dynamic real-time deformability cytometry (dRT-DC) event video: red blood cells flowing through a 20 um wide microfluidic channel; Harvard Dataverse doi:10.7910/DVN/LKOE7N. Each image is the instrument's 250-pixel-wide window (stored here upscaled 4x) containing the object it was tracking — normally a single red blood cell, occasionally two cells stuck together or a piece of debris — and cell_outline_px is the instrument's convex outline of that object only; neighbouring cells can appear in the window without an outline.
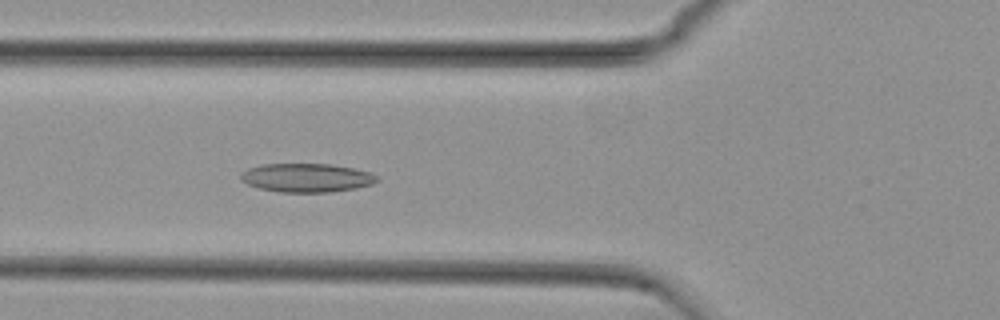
{"species": "common noctule bat (a hibernating species)", "species_latin": "Nyctalus noctula", "temperature_condition": "cold", "stored_images_in_passage": 54, "camera_frame_rate_fps": 3000, "um_per_image_px": 0.085, "animal": {"sex": "female", "body_mass_g": 29.2, "forearm_length_mm": 56.3}, "frame": {"image": 1, "passage_image": 19, "time_ms": 6.0, "image_size_px": [1000, 320], "cell_outline_px": [[380, 180], [372, 184], [356, 188], [332, 192], [280, 192], [260, 188], [248, 184], [240, 180], [240, 172], [248, 168], [264, 164], [332, 164], [352, 168], [368, 172], [376, 176]], "centroid_in_image_um": [26.04, 15.11], "position_along_channel_um": 99.8, "area_um2": 22.77}}
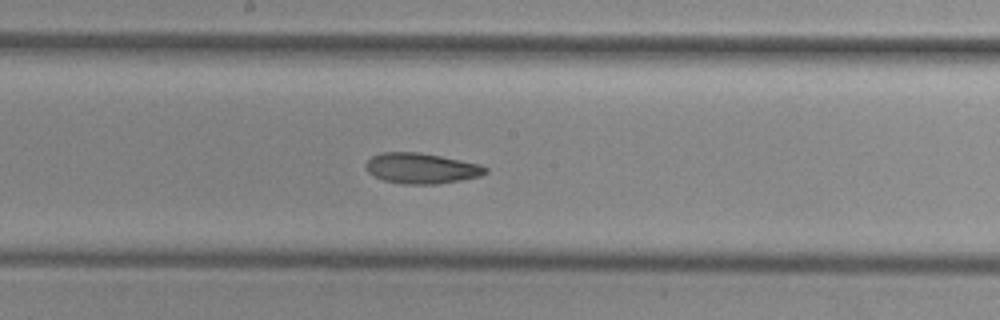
{"frame": {"image": 2, "passage_image": 28, "time_ms": 9.0, "image_size_px": [1000, 320], "cell_outline_px": [[488, 172], [480, 176], [460, 180], [436, 184], [404, 184], [384, 180], [372, 176], [364, 168], [364, 164], [372, 156], [380, 152], [420, 152], [480, 164], [488, 168]], "centroid_in_image_um": [35.78, 14.3], "position_along_channel_um": 212.4, "area_um2": 21.39}}
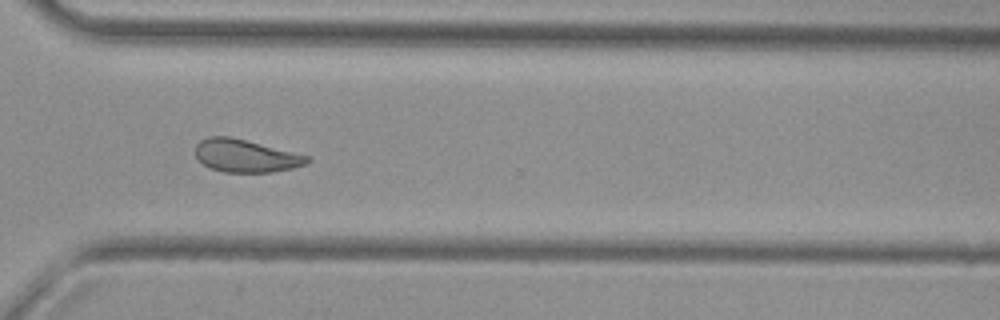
{"frame": {"image": 3, "passage_image": 39, "time_ms": 12.667, "image_size_px": [1000, 320], "cell_outline_px": [[312, 160], [308, 164], [292, 168], [272, 172], [224, 172], [212, 168], [204, 164], [196, 156], [196, 144], [200, 140], [208, 136], [228, 136], [308, 156]], "centroid_in_image_um": [20.88, 13.25], "position_along_channel_um": 349.7, "area_um2": 20.98}, "authors_computed_cell_mechanics": {"area_um2": 22.6576, "velocity_mm_per_s": 3.7463, "shape_relaxation_time_tau1_ms": null, "shape_relaxation_time_tau2_ms": 6.41, "deformation_change_tau1": null, "deformation_change_tau2": 0.1375}}